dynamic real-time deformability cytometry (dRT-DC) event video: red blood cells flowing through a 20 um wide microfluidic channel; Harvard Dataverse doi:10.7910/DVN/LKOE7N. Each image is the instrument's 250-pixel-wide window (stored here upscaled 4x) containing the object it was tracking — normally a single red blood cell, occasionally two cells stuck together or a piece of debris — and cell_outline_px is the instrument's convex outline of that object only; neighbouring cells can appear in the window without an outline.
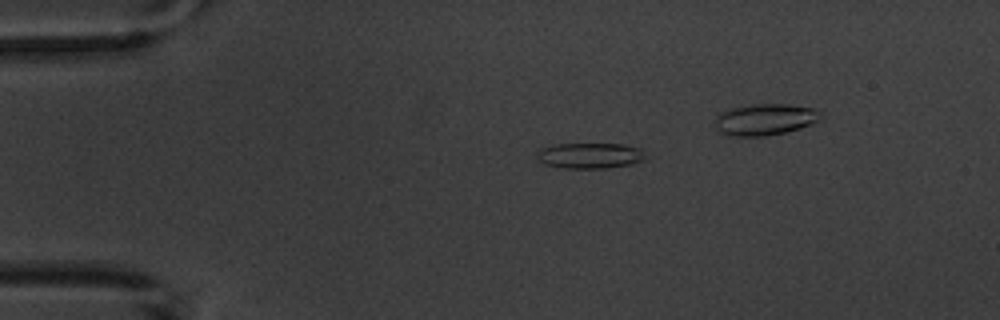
{"species": "common noctule bat (a hibernating species)", "species_latin": "Nyctalus noctula", "temperature_condition": "warm", "stored_images_in_passage": 8, "camera_frame_rate_fps": 3000, "um_per_image_px": 0.085, "animal": {"sex": "male", "body_mass_g": 20.1, "forearm_length_mm": 53.5}, "frame": {"image": 1, "passage_image": 3, "time_ms": 2.333, "image_size_px": [1000, 320], "cell_outline_px": [[644, 160], [632, 164], [608, 168], [560, 168], [544, 164], [536, 156], [536, 152], [540, 148], [556, 144], [624, 144], [640, 148]], "centroid_in_image_um": [50.1, 13.23], "position_along_channel_um": 34.9, "area_um2": 16.24}}
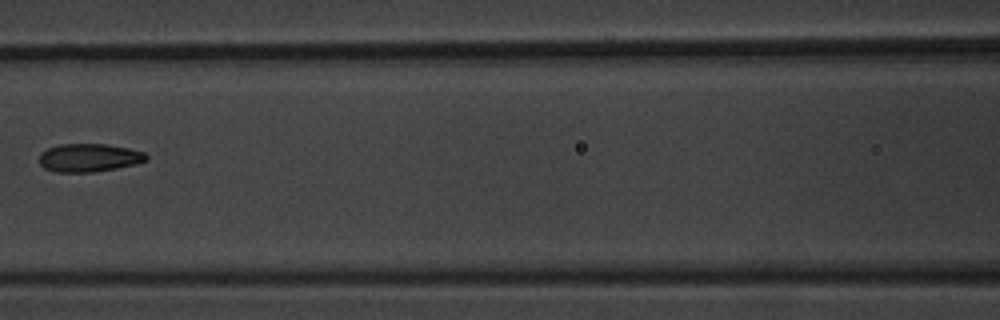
{"frame": {"image": 2, "passage_image": 7, "time_ms": 8.667, "image_size_px": [1000, 320], "cell_outline_px": [[148, 160], [136, 164], [116, 168], [92, 172], [56, 172], [44, 168], [40, 164], [40, 152], [48, 148], [60, 144], [108, 144], [128, 148], [144, 152], [148, 156]], "centroid_in_image_um": [7.57, 13.4], "position_along_channel_um": 159.0, "area_um2": 17.63}}
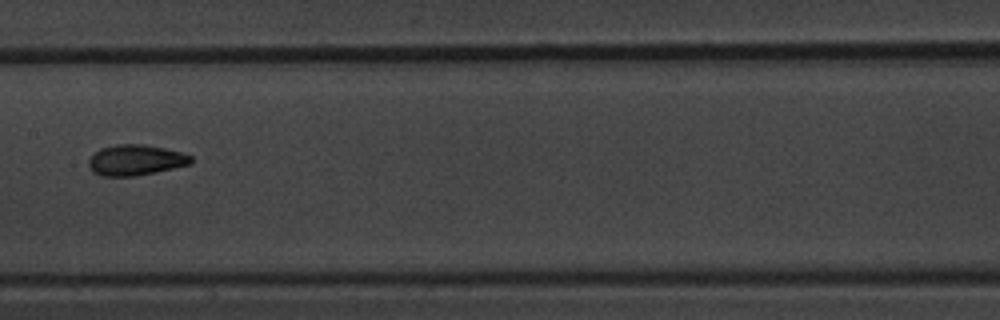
{"frame": {"image": 3, "passage_image": 8, "time_ms": 9.667, "image_size_px": [1000, 320], "cell_outline_px": [[192, 164], [156, 172], [136, 176], [100, 176], [92, 172], [88, 164], [88, 160], [100, 148], [116, 144], [140, 144], [164, 148], [180, 152], [192, 156]], "centroid_in_image_um": [11.52, 13.61], "position_along_channel_um": 195.9, "area_um2": 18.32}}